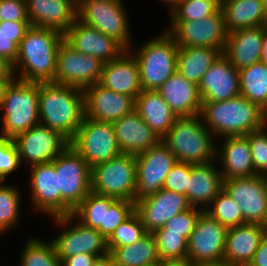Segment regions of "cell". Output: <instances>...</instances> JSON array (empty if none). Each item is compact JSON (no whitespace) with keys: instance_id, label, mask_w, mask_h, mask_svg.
I'll return each mask as SVG.
<instances>
[{"instance_id":"obj_13","label":"cell","mask_w":267,"mask_h":266,"mask_svg":"<svg viewBox=\"0 0 267 266\" xmlns=\"http://www.w3.org/2000/svg\"><path fill=\"white\" fill-rule=\"evenodd\" d=\"M167 31L179 47H213L223 53L228 31L220 10L196 21H170Z\"/></svg>"},{"instance_id":"obj_24","label":"cell","mask_w":267,"mask_h":266,"mask_svg":"<svg viewBox=\"0 0 267 266\" xmlns=\"http://www.w3.org/2000/svg\"><path fill=\"white\" fill-rule=\"evenodd\" d=\"M267 25L239 29L228 33L223 54L236 69L261 61L262 40Z\"/></svg>"},{"instance_id":"obj_21","label":"cell","mask_w":267,"mask_h":266,"mask_svg":"<svg viewBox=\"0 0 267 266\" xmlns=\"http://www.w3.org/2000/svg\"><path fill=\"white\" fill-rule=\"evenodd\" d=\"M69 226L55 239L51 240L56 255L60 260L81 253L95 255L97 257L109 253L107 239L98 229L85 226L80 222Z\"/></svg>"},{"instance_id":"obj_44","label":"cell","mask_w":267,"mask_h":266,"mask_svg":"<svg viewBox=\"0 0 267 266\" xmlns=\"http://www.w3.org/2000/svg\"><path fill=\"white\" fill-rule=\"evenodd\" d=\"M135 211V202L116 200L110 207H105L104 225L98 230L108 239L114 230Z\"/></svg>"},{"instance_id":"obj_6","label":"cell","mask_w":267,"mask_h":266,"mask_svg":"<svg viewBox=\"0 0 267 266\" xmlns=\"http://www.w3.org/2000/svg\"><path fill=\"white\" fill-rule=\"evenodd\" d=\"M178 49L175 39L165 31L135 52L142 90L157 91L177 72Z\"/></svg>"},{"instance_id":"obj_41","label":"cell","mask_w":267,"mask_h":266,"mask_svg":"<svg viewBox=\"0 0 267 266\" xmlns=\"http://www.w3.org/2000/svg\"><path fill=\"white\" fill-rule=\"evenodd\" d=\"M160 260L186 258L188 240L182 233L169 232L164 227L153 233Z\"/></svg>"},{"instance_id":"obj_14","label":"cell","mask_w":267,"mask_h":266,"mask_svg":"<svg viewBox=\"0 0 267 266\" xmlns=\"http://www.w3.org/2000/svg\"><path fill=\"white\" fill-rule=\"evenodd\" d=\"M223 189L239 205L245 223L267 227V180L263 175L223 180Z\"/></svg>"},{"instance_id":"obj_46","label":"cell","mask_w":267,"mask_h":266,"mask_svg":"<svg viewBox=\"0 0 267 266\" xmlns=\"http://www.w3.org/2000/svg\"><path fill=\"white\" fill-rule=\"evenodd\" d=\"M21 165L17 146L13 139L0 136V181L17 170Z\"/></svg>"},{"instance_id":"obj_39","label":"cell","mask_w":267,"mask_h":266,"mask_svg":"<svg viewBox=\"0 0 267 266\" xmlns=\"http://www.w3.org/2000/svg\"><path fill=\"white\" fill-rule=\"evenodd\" d=\"M21 254L20 266H61L52 242L37 238L26 240Z\"/></svg>"},{"instance_id":"obj_51","label":"cell","mask_w":267,"mask_h":266,"mask_svg":"<svg viewBox=\"0 0 267 266\" xmlns=\"http://www.w3.org/2000/svg\"><path fill=\"white\" fill-rule=\"evenodd\" d=\"M248 266H267V231L264 233L254 257Z\"/></svg>"},{"instance_id":"obj_36","label":"cell","mask_w":267,"mask_h":266,"mask_svg":"<svg viewBox=\"0 0 267 266\" xmlns=\"http://www.w3.org/2000/svg\"><path fill=\"white\" fill-rule=\"evenodd\" d=\"M240 95L267 112V64L260 61L239 69Z\"/></svg>"},{"instance_id":"obj_54","label":"cell","mask_w":267,"mask_h":266,"mask_svg":"<svg viewBox=\"0 0 267 266\" xmlns=\"http://www.w3.org/2000/svg\"><path fill=\"white\" fill-rule=\"evenodd\" d=\"M92 266H116V265L114 264L113 258L108 253L104 256L97 257Z\"/></svg>"},{"instance_id":"obj_50","label":"cell","mask_w":267,"mask_h":266,"mask_svg":"<svg viewBox=\"0 0 267 266\" xmlns=\"http://www.w3.org/2000/svg\"><path fill=\"white\" fill-rule=\"evenodd\" d=\"M97 256L91 254H76L61 260V266H92Z\"/></svg>"},{"instance_id":"obj_7","label":"cell","mask_w":267,"mask_h":266,"mask_svg":"<svg viewBox=\"0 0 267 266\" xmlns=\"http://www.w3.org/2000/svg\"><path fill=\"white\" fill-rule=\"evenodd\" d=\"M61 192V216L72 214L91 190V167L70 145L53 161Z\"/></svg>"},{"instance_id":"obj_56","label":"cell","mask_w":267,"mask_h":266,"mask_svg":"<svg viewBox=\"0 0 267 266\" xmlns=\"http://www.w3.org/2000/svg\"><path fill=\"white\" fill-rule=\"evenodd\" d=\"M192 266H231L224 259L219 261L198 262L192 264Z\"/></svg>"},{"instance_id":"obj_30","label":"cell","mask_w":267,"mask_h":266,"mask_svg":"<svg viewBox=\"0 0 267 266\" xmlns=\"http://www.w3.org/2000/svg\"><path fill=\"white\" fill-rule=\"evenodd\" d=\"M213 164V161L204 164H191L187 196L191 207H199L205 211L206 207L210 206L223 189L220 169L218 170Z\"/></svg>"},{"instance_id":"obj_27","label":"cell","mask_w":267,"mask_h":266,"mask_svg":"<svg viewBox=\"0 0 267 266\" xmlns=\"http://www.w3.org/2000/svg\"><path fill=\"white\" fill-rule=\"evenodd\" d=\"M267 227L245 223L228 228L223 259L231 266H248Z\"/></svg>"},{"instance_id":"obj_9","label":"cell","mask_w":267,"mask_h":266,"mask_svg":"<svg viewBox=\"0 0 267 266\" xmlns=\"http://www.w3.org/2000/svg\"><path fill=\"white\" fill-rule=\"evenodd\" d=\"M122 0H78L77 18L129 50L130 27Z\"/></svg>"},{"instance_id":"obj_28","label":"cell","mask_w":267,"mask_h":266,"mask_svg":"<svg viewBox=\"0 0 267 266\" xmlns=\"http://www.w3.org/2000/svg\"><path fill=\"white\" fill-rule=\"evenodd\" d=\"M157 92L164 98L178 117H191L200 114L202 99L198 85L175 72Z\"/></svg>"},{"instance_id":"obj_26","label":"cell","mask_w":267,"mask_h":266,"mask_svg":"<svg viewBox=\"0 0 267 266\" xmlns=\"http://www.w3.org/2000/svg\"><path fill=\"white\" fill-rule=\"evenodd\" d=\"M112 124L122 153L138 155L161 141L135 110Z\"/></svg>"},{"instance_id":"obj_59","label":"cell","mask_w":267,"mask_h":266,"mask_svg":"<svg viewBox=\"0 0 267 266\" xmlns=\"http://www.w3.org/2000/svg\"><path fill=\"white\" fill-rule=\"evenodd\" d=\"M265 8L267 9V0H263Z\"/></svg>"},{"instance_id":"obj_47","label":"cell","mask_w":267,"mask_h":266,"mask_svg":"<svg viewBox=\"0 0 267 266\" xmlns=\"http://www.w3.org/2000/svg\"><path fill=\"white\" fill-rule=\"evenodd\" d=\"M191 174V163L178 162L166 176L164 189L188 196V183Z\"/></svg>"},{"instance_id":"obj_43","label":"cell","mask_w":267,"mask_h":266,"mask_svg":"<svg viewBox=\"0 0 267 266\" xmlns=\"http://www.w3.org/2000/svg\"><path fill=\"white\" fill-rule=\"evenodd\" d=\"M2 184L0 181V232L8 231L17 224L21 203L17 187Z\"/></svg>"},{"instance_id":"obj_31","label":"cell","mask_w":267,"mask_h":266,"mask_svg":"<svg viewBox=\"0 0 267 266\" xmlns=\"http://www.w3.org/2000/svg\"><path fill=\"white\" fill-rule=\"evenodd\" d=\"M134 110L161 139L172 127L178 116L164 98L153 90H142L135 99Z\"/></svg>"},{"instance_id":"obj_2","label":"cell","mask_w":267,"mask_h":266,"mask_svg":"<svg viewBox=\"0 0 267 266\" xmlns=\"http://www.w3.org/2000/svg\"><path fill=\"white\" fill-rule=\"evenodd\" d=\"M85 116L84 90L55 83H39V120L69 142Z\"/></svg>"},{"instance_id":"obj_45","label":"cell","mask_w":267,"mask_h":266,"mask_svg":"<svg viewBox=\"0 0 267 266\" xmlns=\"http://www.w3.org/2000/svg\"><path fill=\"white\" fill-rule=\"evenodd\" d=\"M267 125L246 135L251 148L254 170L257 175H267Z\"/></svg>"},{"instance_id":"obj_42","label":"cell","mask_w":267,"mask_h":266,"mask_svg":"<svg viewBox=\"0 0 267 266\" xmlns=\"http://www.w3.org/2000/svg\"><path fill=\"white\" fill-rule=\"evenodd\" d=\"M147 234L138 213L134 211L107 239V248L132 245Z\"/></svg>"},{"instance_id":"obj_40","label":"cell","mask_w":267,"mask_h":266,"mask_svg":"<svg viewBox=\"0 0 267 266\" xmlns=\"http://www.w3.org/2000/svg\"><path fill=\"white\" fill-rule=\"evenodd\" d=\"M221 10L219 0H184L172 13V21H196Z\"/></svg>"},{"instance_id":"obj_25","label":"cell","mask_w":267,"mask_h":266,"mask_svg":"<svg viewBox=\"0 0 267 266\" xmlns=\"http://www.w3.org/2000/svg\"><path fill=\"white\" fill-rule=\"evenodd\" d=\"M129 51H125L117 59L104 64L99 84L135 100L142 88L137 60Z\"/></svg>"},{"instance_id":"obj_10","label":"cell","mask_w":267,"mask_h":266,"mask_svg":"<svg viewBox=\"0 0 267 266\" xmlns=\"http://www.w3.org/2000/svg\"><path fill=\"white\" fill-rule=\"evenodd\" d=\"M92 168L121 154L112 123L97 122L84 116L81 126L70 141Z\"/></svg>"},{"instance_id":"obj_48","label":"cell","mask_w":267,"mask_h":266,"mask_svg":"<svg viewBox=\"0 0 267 266\" xmlns=\"http://www.w3.org/2000/svg\"><path fill=\"white\" fill-rule=\"evenodd\" d=\"M204 211L199 208L191 207L188 210L175 215L165 225L164 228L169 232L182 233L188 240L194 230L195 224Z\"/></svg>"},{"instance_id":"obj_58","label":"cell","mask_w":267,"mask_h":266,"mask_svg":"<svg viewBox=\"0 0 267 266\" xmlns=\"http://www.w3.org/2000/svg\"><path fill=\"white\" fill-rule=\"evenodd\" d=\"M162 1V0H161ZM170 7V13H172L184 0H163Z\"/></svg>"},{"instance_id":"obj_15","label":"cell","mask_w":267,"mask_h":266,"mask_svg":"<svg viewBox=\"0 0 267 266\" xmlns=\"http://www.w3.org/2000/svg\"><path fill=\"white\" fill-rule=\"evenodd\" d=\"M18 149L20 161H29V165L52 162L70 142L59 132L42 124H37L13 139Z\"/></svg>"},{"instance_id":"obj_52","label":"cell","mask_w":267,"mask_h":266,"mask_svg":"<svg viewBox=\"0 0 267 266\" xmlns=\"http://www.w3.org/2000/svg\"><path fill=\"white\" fill-rule=\"evenodd\" d=\"M156 266H192V262L186 258L164 259Z\"/></svg>"},{"instance_id":"obj_3","label":"cell","mask_w":267,"mask_h":266,"mask_svg":"<svg viewBox=\"0 0 267 266\" xmlns=\"http://www.w3.org/2000/svg\"><path fill=\"white\" fill-rule=\"evenodd\" d=\"M205 127L216 136H246L267 125V112L239 95L218 102H202L199 114Z\"/></svg>"},{"instance_id":"obj_35","label":"cell","mask_w":267,"mask_h":266,"mask_svg":"<svg viewBox=\"0 0 267 266\" xmlns=\"http://www.w3.org/2000/svg\"><path fill=\"white\" fill-rule=\"evenodd\" d=\"M116 200V198L99 195L91 191L73 210L72 214L53 217V219L60 227L61 225L63 227L68 226L74 218H77L83 225L98 229L101 225H104L105 207H110Z\"/></svg>"},{"instance_id":"obj_49","label":"cell","mask_w":267,"mask_h":266,"mask_svg":"<svg viewBox=\"0 0 267 266\" xmlns=\"http://www.w3.org/2000/svg\"><path fill=\"white\" fill-rule=\"evenodd\" d=\"M1 21H29L25 0H0Z\"/></svg>"},{"instance_id":"obj_5","label":"cell","mask_w":267,"mask_h":266,"mask_svg":"<svg viewBox=\"0 0 267 266\" xmlns=\"http://www.w3.org/2000/svg\"><path fill=\"white\" fill-rule=\"evenodd\" d=\"M0 109L4 110L0 136L14 139L39 124V83L13 79L7 86Z\"/></svg>"},{"instance_id":"obj_12","label":"cell","mask_w":267,"mask_h":266,"mask_svg":"<svg viewBox=\"0 0 267 266\" xmlns=\"http://www.w3.org/2000/svg\"><path fill=\"white\" fill-rule=\"evenodd\" d=\"M135 157L136 203L156 194L163 187L166 176L177 163V159L162 141Z\"/></svg>"},{"instance_id":"obj_20","label":"cell","mask_w":267,"mask_h":266,"mask_svg":"<svg viewBox=\"0 0 267 266\" xmlns=\"http://www.w3.org/2000/svg\"><path fill=\"white\" fill-rule=\"evenodd\" d=\"M202 102H218L240 95L239 69L221 53L198 84Z\"/></svg>"},{"instance_id":"obj_55","label":"cell","mask_w":267,"mask_h":266,"mask_svg":"<svg viewBox=\"0 0 267 266\" xmlns=\"http://www.w3.org/2000/svg\"><path fill=\"white\" fill-rule=\"evenodd\" d=\"M14 77H0V105L3 97L5 96V92L7 86L11 83Z\"/></svg>"},{"instance_id":"obj_37","label":"cell","mask_w":267,"mask_h":266,"mask_svg":"<svg viewBox=\"0 0 267 266\" xmlns=\"http://www.w3.org/2000/svg\"><path fill=\"white\" fill-rule=\"evenodd\" d=\"M30 27V21H0V57L11 66L17 59L18 45Z\"/></svg>"},{"instance_id":"obj_29","label":"cell","mask_w":267,"mask_h":266,"mask_svg":"<svg viewBox=\"0 0 267 266\" xmlns=\"http://www.w3.org/2000/svg\"><path fill=\"white\" fill-rule=\"evenodd\" d=\"M222 148L216 150L222 162L223 180L257 175L252 160L251 148L246 136H226Z\"/></svg>"},{"instance_id":"obj_33","label":"cell","mask_w":267,"mask_h":266,"mask_svg":"<svg viewBox=\"0 0 267 266\" xmlns=\"http://www.w3.org/2000/svg\"><path fill=\"white\" fill-rule=\"evenodd\" d=\"M116 266H156L160 262L152 233L145 234L132 245L108 248Z\"/></svg>"},{"instance_id":"obj_17","label":"cell","mask_w":267,"mask_h":266,"mask_svg":"<svg viewBox=\"0 0 267 266\" xmlns=\"http://www.w3.org/2000/svg\"><path fill=\"white\" fill-rule=\"evenodd\" d=\"M64 40L81 54L94 56L103 63H109L127 51L116 39L106 36L78 18L64 33Z\"/></svg>"},{"instance_id":"obj_22","label":"cell","mask_w":267,"mask_h":266,"mask_svg":"<svg viewBox=\"0 0 267 266\" xmlns=\"http://www.w3.org/2000/svg\"><path fill=\"white\" fill-rule=\"evenodd\" d=\"M30 25L64 34L77 19L78 0H25Z\"/></svg>"},{"instance_id":"obj_18","label":"cell","mask_w":267,"mask_h":266,"mask_svg":"<svg viewBox=\"0 0 267 266\" xmlns=\"http://www.w3.org/2000/svg\"><path fill=\"white\" fill-rule=\"evenodd\" d=\"M84 106L85 117L97 122L114 123L134 110L135 100L96 83L84 89Z\"/></svg>"},{"instance_id":"obj_32","label":"cell","mask_w":267,"mask_h":266,"mask_svg":"<svg viewBox=\"0 0 267 266\" xmlns=\"http://www.w3.org/2000/svg\"><path fill=\"white\" fill-rule=\"evenodd\" d=\"M221 11L228 33L267 25V9L263 0H224Z\"/></svg>"},{"instance_id":"obj_53","label":"cell","mask_w":267,"mask_h":266,"mask_svg":"<svg viewBox=\"0 0 267 266\" xmlns=\"http://www.w3.org/2000/svg\"><path fill=\"white\" fill-rule=\"evenodd\" d=\"M11 65L0 57V77H15Z\"/></svg>"},{"instance_id":"obj_8","label":"cell","mask_w":267,"mask_h":266,"mask_svg":"<svg viewBox=\"0 0 267 266\" xmlns=\"http://www.w3.org/2000/svg\"><path fill=\"white\" fill-rule=\"evenodd\" d=\"M136 177L135 155L121 153L91 168V190L117 200L135 202Z\"/></svg>"},{"instance_id":"obj_23","label":"cell","mask_w":267,"mask_h":266,"mask_svg":"<svg viewBox=\"0 0 267 266\" xmlns=\"http://www.w3.org/2000/svg\"><path fill=\"white\" fill-rule=\"evenodd\" d=\"M33 207L51 217L61 216V192L53 162L30 166Z\"/></svg>"},{"instance_id":"obj_19","label":"cell","mask_w":267,"mask_h":266,"mask_svg":"<svg viewBox=\"0 0 267 266\" xmlns=\"http://www.w3.org/2000/svg\"><path fill=\"white\" fill-rule=\"evenodd\" d=\"M191 208L187 196L161 188L156 194L135 203L147 233L163 228L175 215Z\"/></svg>"},{"instance_id":"obj_4","label":"cell","mask_w":267,"mask_h":266,"mask_svg":"<svg viewBox=\"0 0 267 266\" xmlns=\"http://www.w3.org/2000/svg\"><path fill=\"white\" fill-rule=\"evenodd\" d=\"M213 136L203 124L201 116L196 115L178 117L161 141L178 162L204 164L214 161L217 156Z\"/></svg>"},{"instance_id":"obj_38","label":"cell","mask_w":267,"mask_h":266,"mask_svg":"<svg viewBox=\"0 0 267 266\" xmlns=\"http://www.w3.org/2000/svg\"><path fill=\"white\" fill-rule=\"evenodd\" d=\"M227 228L245 224L239 205L222 189L204 211Z\"/></svg>"},{"instance_id":"obj_11","label":"cell","mask_w":267,"mask_h":266,"mask_svg":"<svg viewBox=\"0 0 267 266\" xmlns=\"http://www.w3.org/2000/svg\"><path fill=\"white\" fill-rule=\"evenodd\" d=\"M104 64L94 56L81 54L63 40L57 51L56 76L53 83L84 90L99 83Z\"/></svg>"},{"instance_id":"obj_1","label":"cell","mask_w":267,"mask_h":266,"mask_svg":"<svg viewBox=\"0 0 267 266\" xmlns=\"http://www.w3.org/2000/svg\"><path fill=\"white\" fill-rule=\"evenodd\" d=\"M63 40L60 31L31 26L19 43L17 59L11 66L14 73L21 66V74L15 77L29 83H53L57 51Z\"/></svg>"},{"instance_id":"obj_34","label":"cell","mask_w":267,"mask_h":266,"mask_svg":"<svg viewBox=\"0 0 267 266\" xmlns=\"http://www.w3.org/2000/svg\"><path fill=\"white\" fill-rule=\"evenodd\" d=\"M221 52L213 47H179L177 72L196 85Z\"/></svg>"},{"instance_id":"obj_57","label":"cell","mask_w":267,"mask_h":266,"mask_svg":"<svg viewBox=\"0 0 267 266\" xmlns=\"http://www.w3.org/2000/svg\"><path fill=\"white\" fill-rule=\"evenodd\" d=\"M261 61L267 64V31L262 40Z\"/></svg>"},{"instance_id":"obj_16","label":"cell","mask_w":267,"mask_h":266,"mask_svg":"<svg viewBox=\"0 0 267 266\" xmlns=\"http://www.w3.org/2000/svg\"><path fill=\"white\" fill-rule=\"evenodd\" d=\"M228 228L203 212L188 239L186 257L194 263L223 259Z\"/></svg>"}]
</instances>
